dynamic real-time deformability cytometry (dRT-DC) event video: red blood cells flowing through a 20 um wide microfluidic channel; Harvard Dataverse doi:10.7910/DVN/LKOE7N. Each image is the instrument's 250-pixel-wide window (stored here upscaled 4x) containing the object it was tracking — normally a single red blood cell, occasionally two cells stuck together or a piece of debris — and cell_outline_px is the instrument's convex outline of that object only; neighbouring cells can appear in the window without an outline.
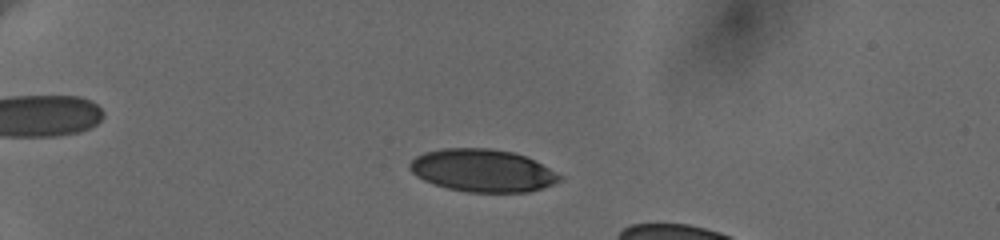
{"species": "human", "species_latin": "Homo sapiens", "temperature_condition": "cold", "stored_images_in_passage": 27, "camera_frame_rate_fps": 3000, "um_per_image_px": 0.085, "donor": {"sex": "female"}, "frame": {"image": 1, "passage_image": 17, "time_ms": 5.333, "image_size_px": [1000, 240], "cell_outline_px": [[564, 180], [528, 192], [468, 192], [448, 188], [424, 180], [416, 176], [408, 168], [408, 164], [416, 156], [424, 152], [440, 148], [492, 148], [512, 152], [524, 156], [564, 176]], "centroid_in_image_um": [40.99, 14.49], "position_along_channel_um": 44.0, "area_um2": 37.11}}
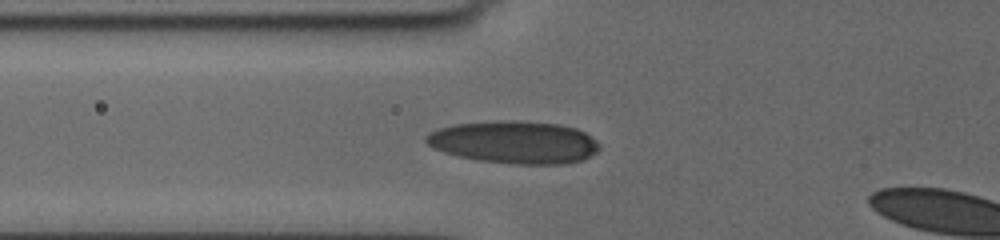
{"frame": {"image": 2, "passage_image": 25, "time_ms": 8.0, "image_size_px": [1000, 240], "cell_outline_px": [[600, 148], [596, 152], [584, 160], [564, 164], [512, 164], [480, 160], [456, 156], [432, 148], [424, 140], [424, 136], [440, 128], [456, 124], [500, 120], [556, 124], [576, 128], [584, 132], [596, 140], [600, 144]], "centroid_in_image_um": [43.72, 12.1], "position_along_channel_um": 82.1, "area_um2": 42.83}}